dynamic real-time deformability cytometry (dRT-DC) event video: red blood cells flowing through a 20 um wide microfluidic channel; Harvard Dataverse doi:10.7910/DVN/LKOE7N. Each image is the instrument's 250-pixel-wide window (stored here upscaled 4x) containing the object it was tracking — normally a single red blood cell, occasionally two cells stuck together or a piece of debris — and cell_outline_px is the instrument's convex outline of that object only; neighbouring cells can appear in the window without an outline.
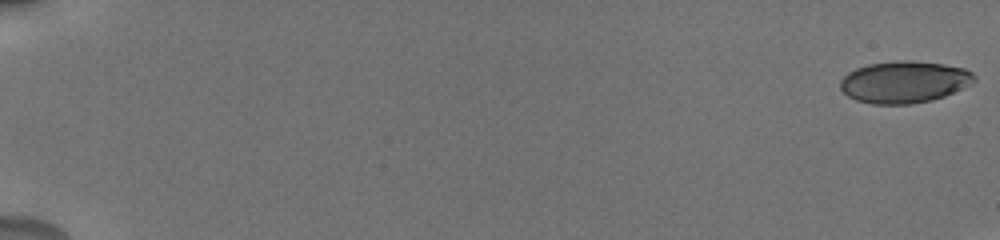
{"species": "human", "species_latin": "Homo sapiens", "temperature_condition": "cold", "stored_images_in_passage": 10, "camera_frame_rate_fps": 3000, "um_per_image_px": 0.085, "donor": {"sex": "male"}, "frame": {"image": 1, "passage_image": 1, "time_ms": 0.0, "image_size_px": [1000, 240], "cell_outline_px": [[976, 80], [972, 84], [944, 96], [932, 100], [912, 104], [872, 104], [856, 100], [848, 96], [840, 88], [840, 80], [848, 72], [856, 68], [868, 64], [900, 60], [908, 60], [944, 64], [964, 68], [972, 72], [976, 76]], "centroid_in_image_um": [76.87, 6.97], "position_along_channel_um": 8.1, "area_um2": 32.83}}